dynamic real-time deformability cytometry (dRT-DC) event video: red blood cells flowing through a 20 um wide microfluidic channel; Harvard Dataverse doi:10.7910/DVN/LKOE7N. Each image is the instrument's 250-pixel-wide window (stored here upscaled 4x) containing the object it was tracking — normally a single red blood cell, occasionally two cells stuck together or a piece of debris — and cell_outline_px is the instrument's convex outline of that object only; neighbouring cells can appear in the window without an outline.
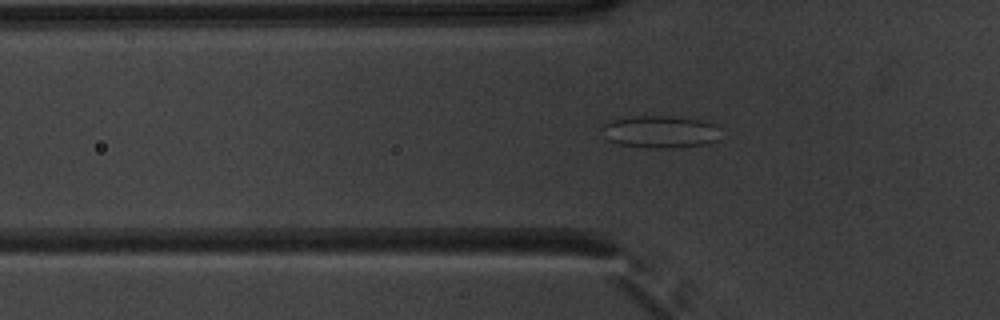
{"species": "common noctule bat (a hibernating species)", "species_latin": "Nyctalus noctula", "temperature_condition": "warm", "stored_images_in_passage": 46, "segment_of_instrument_passage": [1, 2], "camera_frame_rate_fps": 3000, "um_per_image_px": 0.085, "animal": {"sex": "male", "body_mass_g": 20.1, "forearm_length_mm": 53.5}, "frame": {"image": 1, "passage_image": 16, "time_ms": 5.0, "image_size_px": [1000, 320], "cell_outline_px": [[716, 140], [708, 144], [676, 148], [648, 148], [620, 144], [608, 140], [600, 128], [608, 120], [632, 116], [672, 116], [700, 120], [716, 124]], "centroid_in_image_um": [56.06, 11.2], "position_along_channel_um": 69.7, "area_um2": 22.37}}
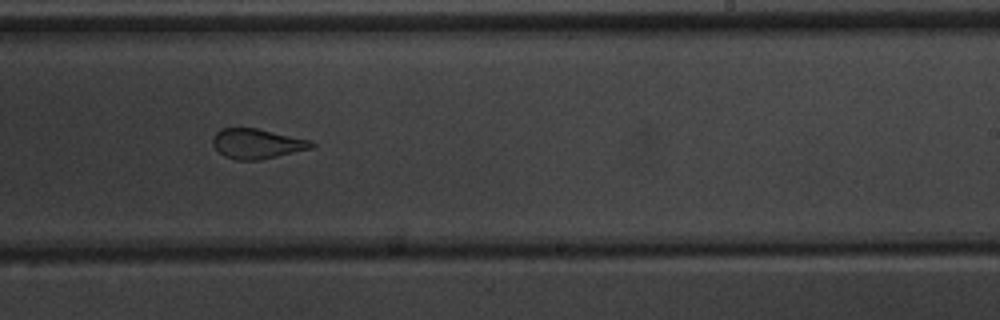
{"frame": {"image": 2, "passage_image": 31, "time_ms": 10.0, "image_size_px": [1000, 320], "cell_outline_px": [[316, 144], [312, 148], [260, 160], [236, 160], [224, 156], [212, 144], [212, 140], [216, 132], [220, 128], [256, 128], [312, 140]], "centroid_in_image_um": [21.85, 12.21], "position_along_channel_um": 267.1, "area_um2": 17.22}}
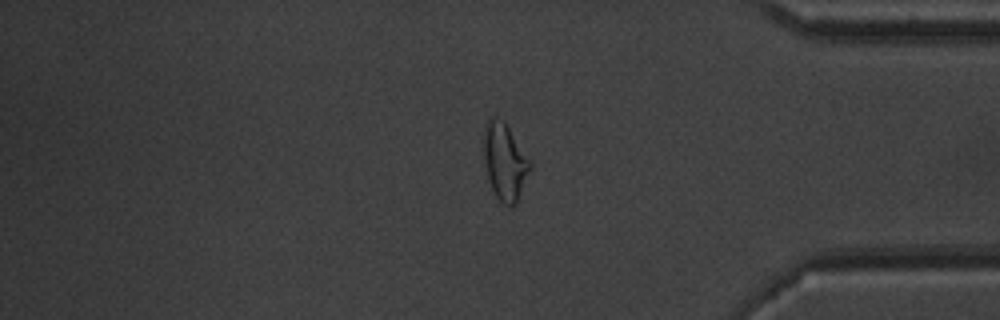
{"frame": {"image": 3, "passage_image": 42, "time_ms": 13.667, "image_size_px": [1000, 320], "cell_outline_px": [[532, 168], [516, 204], [512, 208], [504, 204], [496, 196], [488, 180], [484, 156], [484, 132], [488, 116], [496, 116], [504, 120], [532, 164]], "centroid_in_image_um": [42.91, 13.74], "position_along_channel_um": 392.3, "area_um2": 20.81}}